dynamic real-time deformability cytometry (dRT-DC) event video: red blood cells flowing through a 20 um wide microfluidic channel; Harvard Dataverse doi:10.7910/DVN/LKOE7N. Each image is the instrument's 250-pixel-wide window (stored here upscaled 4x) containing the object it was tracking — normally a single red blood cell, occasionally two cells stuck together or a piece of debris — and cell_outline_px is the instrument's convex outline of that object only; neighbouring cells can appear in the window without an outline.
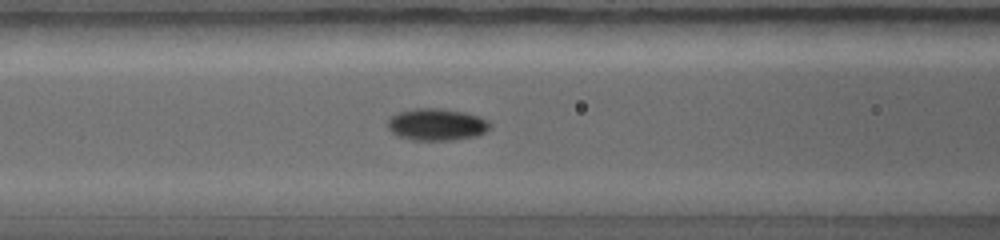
{"species": "common noctule bat (a hibernating species)", "species_latin": "Nyctalus noctula", "temperature_condition": "warm", "stored_images_in_passage": 7, "camera_frame_rate_fps": 5000, "um_per_image_px": 0.085, "animal": {"sex": "female", "body_mass_g": 19.0, "forearm_length_mm": 56.7}, "frame": {"image": 1, "passage_image": 7, "time_ms": 3.0, "image_size_px": [1000, 240], "cell_outline_px": [[492, 128], [476, 136], [452, 140], [412, 140], [396, 136], [388, 128], [388, 120], [392, 116], [400, 112], [416, 108], [432, 108], [464, 112], [488, 120], [492, 124]], "centroid_in_image_um": [37.12, 10.6], "position_along_channel_um": 129.5, "area_um2": 18.96}}